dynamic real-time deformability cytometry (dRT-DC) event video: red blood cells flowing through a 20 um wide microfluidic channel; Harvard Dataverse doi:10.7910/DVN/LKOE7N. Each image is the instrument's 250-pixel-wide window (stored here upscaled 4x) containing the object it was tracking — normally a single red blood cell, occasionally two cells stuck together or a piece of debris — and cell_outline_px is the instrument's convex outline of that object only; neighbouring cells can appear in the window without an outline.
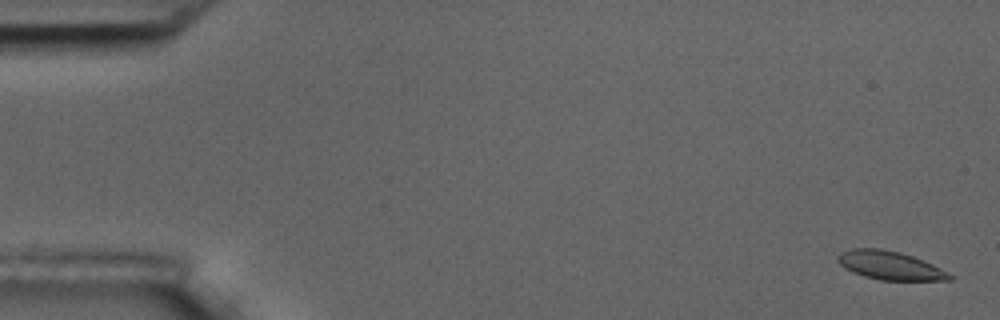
{"species": "common noctule bat (a hibernating species)", "species_latin": "Nyctalus noctula", "temperature_condition": "room temperature", "stored_images_in_passage": 2, "camera_frame_rate_fps": 3000, "um_per_image_px": 0.085, "animal": {"sex": "male", "body_mass_g": 17.5, "forearm_length_mm": 52.3}, "frame": {"image": 1, "passage_image": 1, "time_ms": 0.0, "image_size_px": [1000, 320], "cell_outline_px": [[952, 280], [880, 280], [864, 276], [852, 272], [844, 268], [836, 260], [836, 256], [840, 252], [852, 248], [880, 248], [900, 252], [912, 256], [932, 264], [940, 268], [952, 276]], "centroid_in_image_um": [75.58, 22.55], "position_along_channel_um": 9.4, "area_um2": 18.55}}